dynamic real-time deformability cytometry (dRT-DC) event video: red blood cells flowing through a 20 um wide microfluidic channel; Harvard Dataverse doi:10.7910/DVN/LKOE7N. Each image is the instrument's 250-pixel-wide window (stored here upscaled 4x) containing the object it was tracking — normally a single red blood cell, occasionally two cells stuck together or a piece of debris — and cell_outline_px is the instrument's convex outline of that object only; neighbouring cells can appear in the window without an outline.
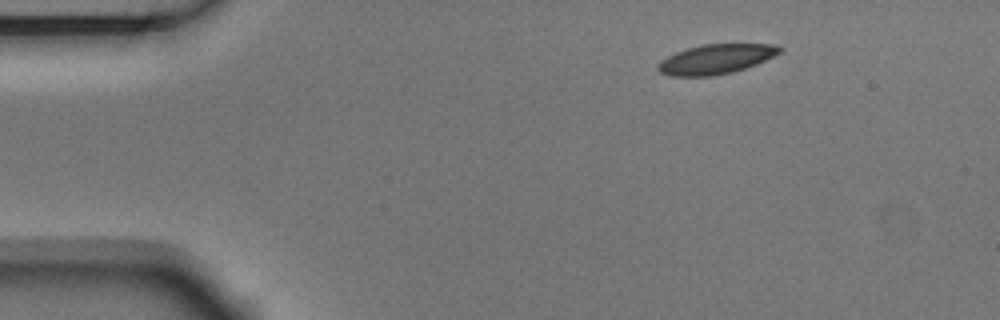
{"species": "Egyptian fruit bat (a non-hibernating species)", "species_latin": "Rousettus aegyptiacus", "temperature_condition": "room temperature", "stored_images_in_passage": 3, "camera_frame_rate_fps": 3000, "um_per_image_px": 0.085, "animal": {"sex": "male"}, "frame": {"image": 1, "passage_image": 1, "time_ms": 0.0, "image_size_px": [1000, 320], "cell_outline_px": [[784, 48], [780, 52], [756, 64], [732, 72], [712, 76], [668, 76], [660, 72], [656, 68], [656, 64], [660, 60], [676, 52], [700, 44], [776, 44]], "centroid_in_image_um": [60.81, 5.02], "position_along_channel_um": 24.2, "area_um2": 21.04}}
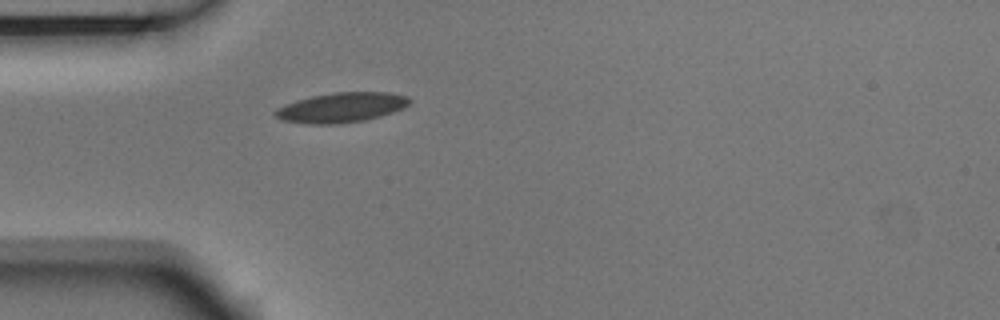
{"frame": {"image": 2, "passage_image": 3, "time_ms": 0.667, "image_size_px": [1000, 320], "cell_outline_px": [[412, 100], [404, 108], [380, 116], [364, 120], [336, 124], [308, 124], [284, 120], [276, 116], [272, 112], [276, 108], [284, 104], [312, 96], [332, 92], [388, 92], [408, 96]], "centroid_in_image_um": [29.02, 9.13], "position_along_channel_um": 56.0, "area_um2": 23.35}}